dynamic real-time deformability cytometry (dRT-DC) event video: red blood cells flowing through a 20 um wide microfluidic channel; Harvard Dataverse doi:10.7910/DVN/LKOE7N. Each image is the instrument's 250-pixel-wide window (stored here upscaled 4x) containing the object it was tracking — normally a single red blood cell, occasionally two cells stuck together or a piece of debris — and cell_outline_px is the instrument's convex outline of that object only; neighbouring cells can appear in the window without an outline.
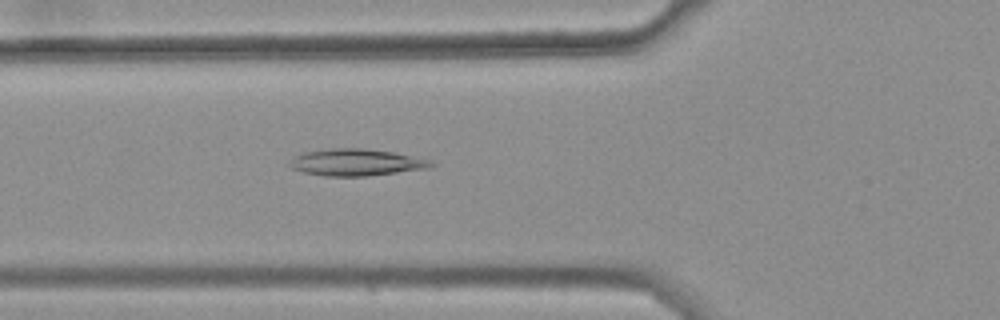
{"species": "common noctule bat (a hibernating species)", "species_latin": "Nyctalus noctula", "temperature_condition": "warm", "stored_images_in_passage": 48, "camera_frame_rate_fps": 3000, "um_per_image_px": 0.085, "animal": {"sex": "female", "body_mass_g": 25.1}, "frame": {"image": 1, "passage_image": 20, "time_ms": 6.333, "image_size_px": [1000, 320], "cell_outline_px": [[436, 164], [432, 168], [368, 176], [324, 176], [304, 172], [292, 168], [288, 164], [288, 160], [292, 156], [304, 152], [328, 148], [364, 148], [392, 152], [428, 160]], "centroid_in_image_um": [30.23, 13.8], "position_along_channel_um": 95.6, "area_um2": 22.25}}
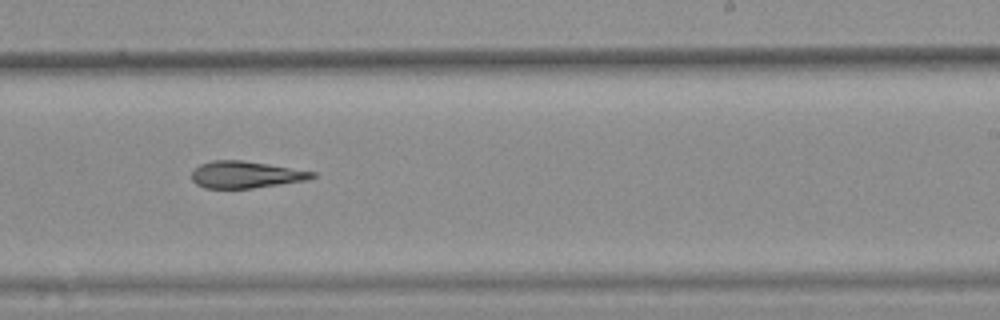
{"frame": {"image": 2, "passage_image": 34, "time_ms": 11.0, "image_size_px": [1000, 320], "cell_outline_px": [[316, 176], [308, 180], [252, 188], [204, 188], [196, 184], [192, 180], [192, 172], [200, 164], [212, 160], [240, 160], [268, 164], [316, 172]], "centroid_in_image_um": [20.88, 14.84], "position_along_channel_um": 268.1, "area_um2": 18.79}}
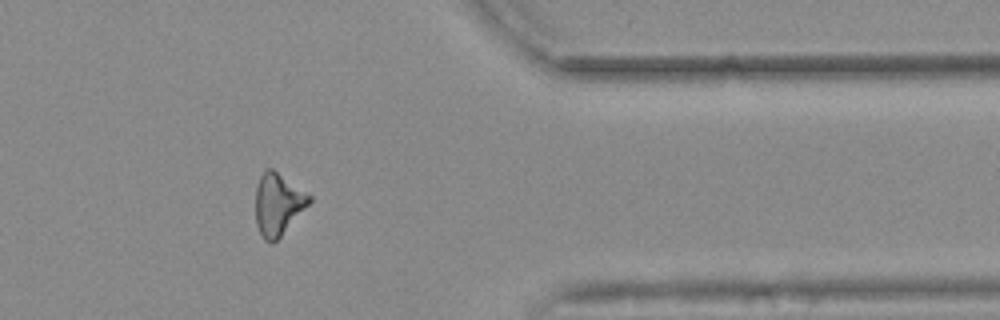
{"frame": {"image": 3, "passage_image": 45, "time_ms": 14.667, "image_size_px": [1000, 320], "cell_outline_px": [[312, 200], [280, 236], [272, 244], [264, 240], [256, 224], [256, 188], [260, 176], [268, 168], [272, 168], [312, 196]], "centroid_in_image_um": [23.62, 17.35], "position_along_channel_um": 387.8, "area_um2": 19.02}, "authors_computed_cell_mechanics": {"area_um2": 20.1433, "velocity_mm_per_s": 3.6988, "shape_relaxation_time_tau1_ms": null, "shape_relaxation_time_tau2_ms": 4.6706, "deformation_change_tau1": null, "deformation_change_tau2": 0.1527}}